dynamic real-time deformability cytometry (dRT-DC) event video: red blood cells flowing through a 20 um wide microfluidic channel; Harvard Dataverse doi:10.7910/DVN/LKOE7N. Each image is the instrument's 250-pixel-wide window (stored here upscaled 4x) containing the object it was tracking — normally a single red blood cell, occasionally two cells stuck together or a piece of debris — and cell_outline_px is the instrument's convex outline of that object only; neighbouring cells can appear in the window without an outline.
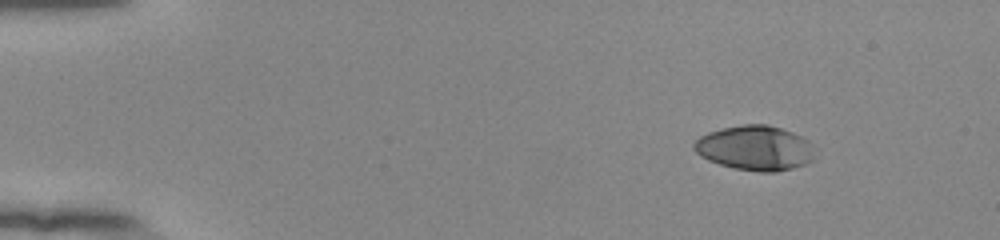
{"species": "human", "species_latin": "Homo sapiens", "temperature_condition": "room temperature", "stored_images_in_passage": 48, "camera_frame_rate_fps": 3000, "um_per_image_px": 0.085, "donor": {"sex": "female"}, "frame": {"image": 1, "passage_image": 1, "time_ms": 0.0, "image_size_px": [1000, 240], "cell_outline_px": [[812, 160], [804, 164], [792, 168], [776, 172], [760, 172], [736, 168], [720, 164], [708, 160], [700, 156], [692, 148], [692, 144], [700, 136], [708, 132], [720, 128], [740, 124], [768, 124], [792, 132], [808, 140], [812, 156]], "centroid_in_image_um": [64.11, 12.57], "position_along_channel_um": 20.9, "area_um2": 31.33}}
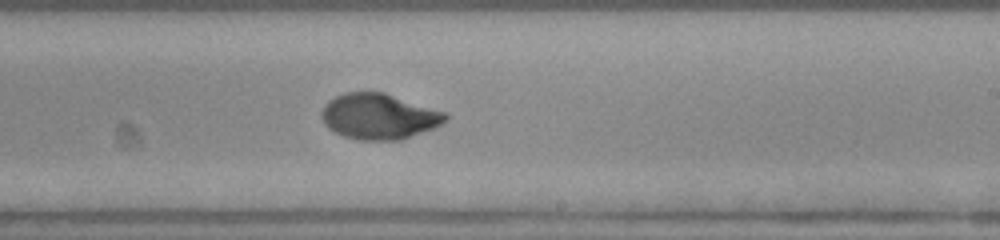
{"frame": {"image": 2, "passage_image": 28, "time_ms": 9.0, "image_size_px": [1000, 240], "cell_outline_px": [[448, 120], [432, 128], [400, 140], [356, 140], [344, 136], [328, 128], [324, 124], [320, 116], [324, 104], [328, 100], [344, 92], [384, 92], [448, 112]], "centroid_in_image_um": [32.2, 9.88], "position_along_channel_um": 256.8, "area_um2": 33.18}}
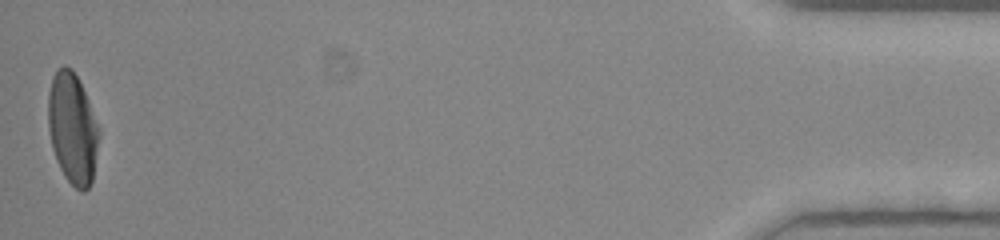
{"frame": {"image": 3, "passage_image": 48, "time_ms": 15.667, "image_size_px": [1000, 240], "cell_outline_px": [[100, 132], [92, 180], [88, 188], [84, 192], [80, 192], [64, 176], [56, 160], [52, 148], [48, 128], [48, 92], [52, 76], [64, 64], [72, 68], [88, 100]], "centroid_in_image_um": [6.14, 10.92], "position_along_channel_um": 429.1, "area_um2": 32.71}, "authors_computed_cell_mechanics": {"area_um2": 32.3969, "velocity_mm_per_s": 3.8695, "shape_relaxation_time_tau1_ms": 4.1978, "shape_relaxation_time_tau2_ms": null, "deformation_change_tau1": 0.2319, "deformation_change_tau2": null}}